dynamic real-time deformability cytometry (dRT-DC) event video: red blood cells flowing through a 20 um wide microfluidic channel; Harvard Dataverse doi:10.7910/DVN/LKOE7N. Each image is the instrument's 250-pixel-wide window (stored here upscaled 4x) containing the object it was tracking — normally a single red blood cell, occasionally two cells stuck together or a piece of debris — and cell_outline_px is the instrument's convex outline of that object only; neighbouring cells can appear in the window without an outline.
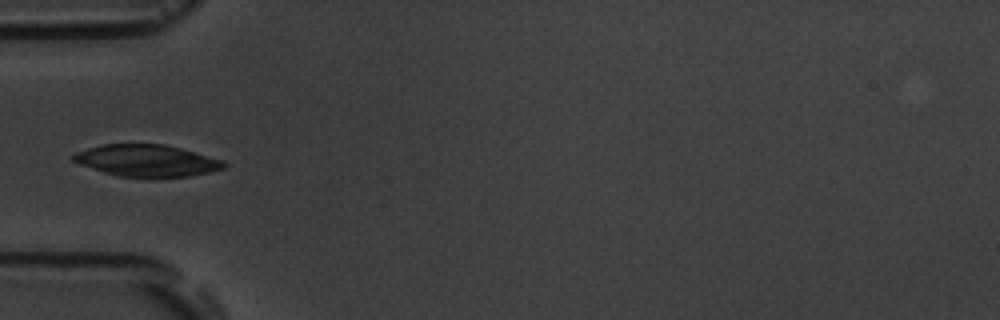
{"species": "common noctule bat (a hibernating species)", "species_latin": "Nyctalus noctula", "temperature_condition": "room temperature", "stored_images_in_passage": 5, "camera_frame_rate_fps": 3000, "um_per_image_px": 0.085, "animal": {"sex": "male", "body_mass_g": 19.5, "forearm_length_mm": 54.6}, "frame": {"image": 1, "passage_image": 5, "time_ms": 5.0, "image_size_px": [1000, 320], "cell_outline_px": [[228, 164], [224, 168], [208, 172], [188, 176], [116, 176], [80, 164], [72, 160], [72, 156], [76, 152], [88, 148], [104, 144], [164, 144], [180, 148], [224, 160]], "centroid_in_image_um": [12.48, 13.63], "position_along_channel_um": 72.5, "area_um2": 27.46}}